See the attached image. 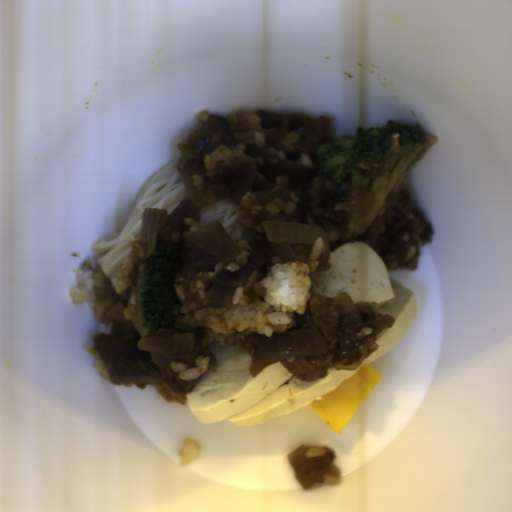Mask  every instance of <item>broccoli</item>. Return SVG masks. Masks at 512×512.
I'll use <instances>...</instances> for the list:
<instances>
[{
    "mask_svg": "<svg viewBox=\"0 0 512 512\" xmlns=\"http://www.w3.org/2000/svg\"><path fill=\"white\" fill-rule=\"evenodd\" d=\"M399 133V143L404 152L392 169L385 185L377 184L374 180L360 176L354 163L371 162L379 164L390 153L389 142ZM423 150V137L418 129L411 125L388 121L382 127L364 129L358 127L355 135H339L331 144L319 145L316 155L322 173L326 174L336 184H340L349 172H352V193L356 188L372 191L375 194L370 215H362L349 211L344 223V229L350 234L362 235L373 224L380 212L388 192L401 179L409 165Z\"/></svg>",
    "mask_w": 512,
    "mask_h": 512,
    "instance_id": "broccoli-1",
    "label": "broccoli"
},
{
    "mask_svg": "<svg viewBox=\"0 0 512 512\" xmlns=\"http://www.w3.org/2000/svg\"><path fill=\"white\" fill-rule=\"evenodd\" d=\"M183 246L178 242H156L154 252L147 258L139 315L145 336L155 329H173L174 316L181 308L174 290V277L179 272Z\"/></svg>",
    "mask_w": 512,
    "mask_h": 512,
    "instance_id": "broccoli-2",
    "label": "broccoli"
},
{
    "mask_svg": "<svg viewBox=\"0 0 512 512\" xmlns=\"http://www.w3.org/2000/svg\"><path fill=\"white\" fill-rule=\"evenodd\" d=\"M204 331V326H185L179 332L181 335H192L193 342H195L202 339Z\"/></svg>",
    "mask_w": 512,
    "mask_h": 512,
    "instance_id": "broccoli-3",
    "label": "broccoli"
}]
</instances>
